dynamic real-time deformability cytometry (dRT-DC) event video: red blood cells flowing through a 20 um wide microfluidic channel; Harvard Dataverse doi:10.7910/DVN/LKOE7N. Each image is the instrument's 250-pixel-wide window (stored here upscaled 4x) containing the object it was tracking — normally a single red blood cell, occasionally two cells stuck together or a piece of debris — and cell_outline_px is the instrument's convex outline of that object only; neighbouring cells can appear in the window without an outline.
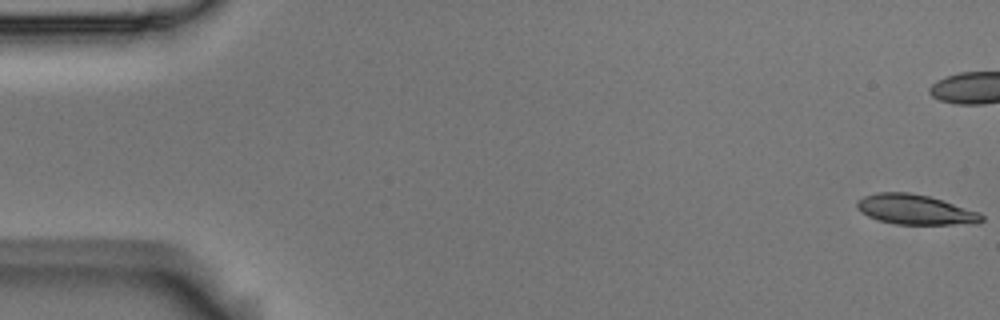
{"species": "Egyptian fruit bat (a non-hibernating species)", "species_latin": "Rousettus aegyptiacus", "temperature_condition": "room temperature", "stored_images_in_passage": 6, "segment_of_instrument_passage": [2, 2], "camera_frame_rate_fps": 3000, "um_per_image_px": 0.085, "animal": {"sex": "male"}, "frame": {"image": 1, "passage_image": 6, "time_ms": 1.667, "image_size_px": [1000, 320], "cell_outline_px": [[984, 220], [976, 224], [896, 224], [880, 220], [868, 216], [860, 212], [856, 208], [856, 200], [864, 196], [876, 192], [908, 192], [928, 196], [980, 212], [984, 216]], "centroid_in_image_um": [77.79, 17.81], "position_along_channel_um": 7.2, "area_um2": 21.79}}